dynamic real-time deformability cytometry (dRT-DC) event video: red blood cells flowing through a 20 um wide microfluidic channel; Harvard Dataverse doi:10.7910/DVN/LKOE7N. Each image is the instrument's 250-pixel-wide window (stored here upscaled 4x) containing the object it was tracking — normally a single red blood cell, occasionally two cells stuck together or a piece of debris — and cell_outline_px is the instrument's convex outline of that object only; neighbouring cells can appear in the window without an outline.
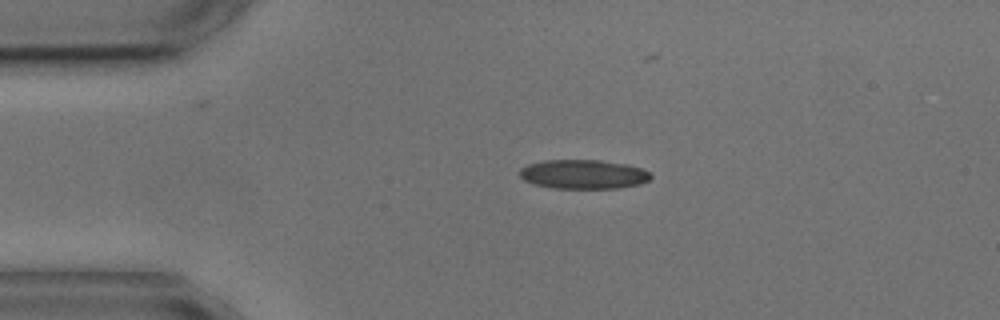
{"species": "common noctule bat (a hibernating species)", "species_latin": "Nyctalus noctula", "temperature_condition": "cold", "stored_images_in_passage": 2, "camera_frame_rate_fps": 3000, "um_per_image_px": 0.085, "animal": {"sex": "male", "body_mass_g": 17.9, "forearm_length_mm": 54.2}, "frame": {"image": 1, "passage_image": 1, "time_ms": 0.0, "image_size_px": [1000, 320], "cell_outline_px": [[652, 176], [648, 180], [640, 184], [620, 188], [552, 188], [532, 184], [524, 180], [520, 176], [520, 168], [528, 164], [544, 160], [600, 160], [628, 164], [640, 168], [648, 172]], "centroid_in_image_um": [49.57, 14.81], "position_along_channel_um": 35.4, "area_um2": 22.37}}